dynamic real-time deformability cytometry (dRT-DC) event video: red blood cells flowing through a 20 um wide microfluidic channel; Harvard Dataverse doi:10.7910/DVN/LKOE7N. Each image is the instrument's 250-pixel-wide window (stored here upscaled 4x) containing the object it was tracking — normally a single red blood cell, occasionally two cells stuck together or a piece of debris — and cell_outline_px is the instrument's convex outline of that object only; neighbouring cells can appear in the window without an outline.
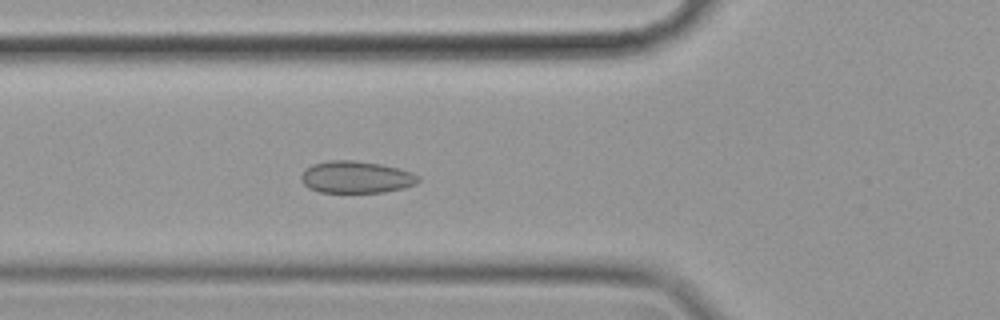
{"species": "common noctule bat (a hibernating species)", "species_latin": "Nyctalus noctula", "temperature_condition": "cold", "stored_images_in_passage": 57, "camera_frame_rate_fps": 3000, "um_per_image_px": 0.085, "animal": {"sex": "female", "body_mass_g": 19.9}, "frame": {"image": 1, "passage_image": 20, "time_ms": 6.333, "image_size_px": [1000, 320], "cell_outline_px": [[420, 180], [416, 184], [404, 188], [384, 192], [320, 192], [308, 188], [300, 180], [300, 176], [304, 168], [312, 164], [328, 160], [352, 160], [380, 164], [412, 172], [420, 176]], "centroid_in_image_um": [30.24, 15.05], "position_along_channel_um": 95.6, "area_um2": 22.02}}
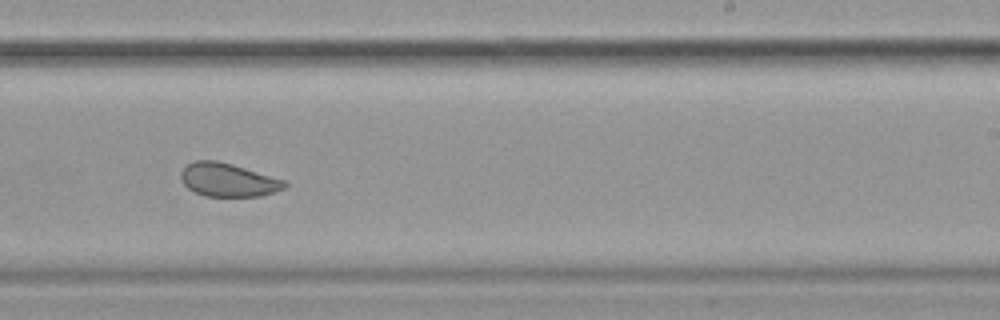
{"frame": {"image": 2, "passage_image": 35, "time_ms": 11.333, "image_size_px": [1000, 320], "cell_outline_px": [[288, 184], [284, 188], [260, 196], [204, 196], [188, 188], [184, 184], [180, 176], [180, 172], [188, 164], [196, 160], [216, 160], [232, 164], [288, 180]], "centroid_in_image_um": [19.41, 15.28], "position_along_channel_um": 269.6, "area_um2": 20.23}}
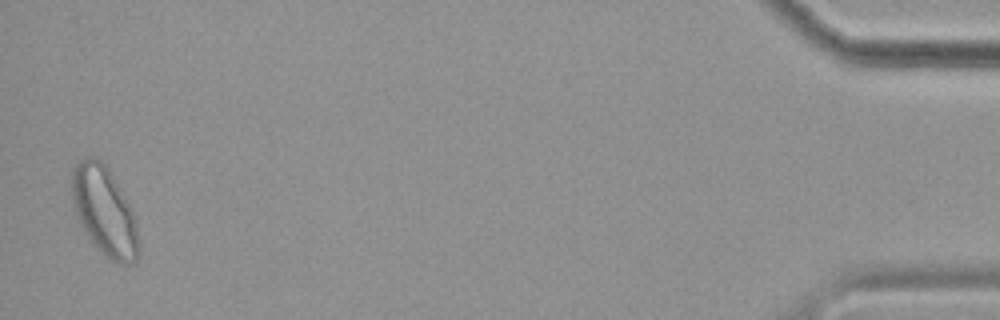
{"frame": {"image": 3, "passage_image": 56, "time_ms": 18.333, "image_size_px": [1000, 320], "cell_outline_px": [[140, 256], [136, 264], [120, 264], [104, 256], [96, 248], [88, 236], [76, 212], [72, 196], [72, 168], [80, 160], [88, 156], [96, 156], [108, 168], [128, 204], [132, 212], [136, 224], [140, 244]], "centroid_in_image_um": [8.9, 17.99], "position_along_channel_um": 426.3, "area_um2": 34.33}, "authors_computed_cell_mechanics": {"area_um2": 23.987, "velocity_mm_per_s": 3.4821, "shape_relaxation_time_tau1_ms": null, "shape_relaxation_time_tau2_ms": 0.6909, "deformation_change_tau1": null, "deformation_change_tau2": 0.054}}